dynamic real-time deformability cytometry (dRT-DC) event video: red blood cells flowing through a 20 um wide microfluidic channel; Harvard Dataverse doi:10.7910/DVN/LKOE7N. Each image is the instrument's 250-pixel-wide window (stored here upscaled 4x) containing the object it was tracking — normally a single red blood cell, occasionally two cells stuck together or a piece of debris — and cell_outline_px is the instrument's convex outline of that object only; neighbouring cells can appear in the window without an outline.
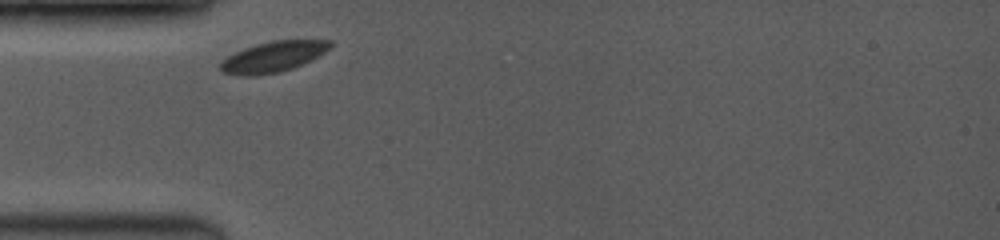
{"species": "common noctule bat (a hibernating species)", "species_latin": "Nyctalus noctula", "temperature_condition": "room temperature", "stored_images_in_passage": 2, "camera_frame_rate_fps": 3500, "um_per_image_px": 0.085, "animal": {"sex": "female", "body_mass_g": 19.0, "forearm_length_mm": 53.3}, "frame": {"image": 1, "passage_image": 1, "time_ms": 0.0, "image_size_px": [1000, 240], "cell_outline_px": [[332, 48], [312, 60], [292, 68], [280, 72], [252, 76], [244, 76], [220, 72], [220, 60], [244, 48], [256, 44], [272, 40], [332, 40]], "centroid_in_image_um": [23.23, 4.82], "position_along_channel_um": 61.8, "area_um2": 19.77}}
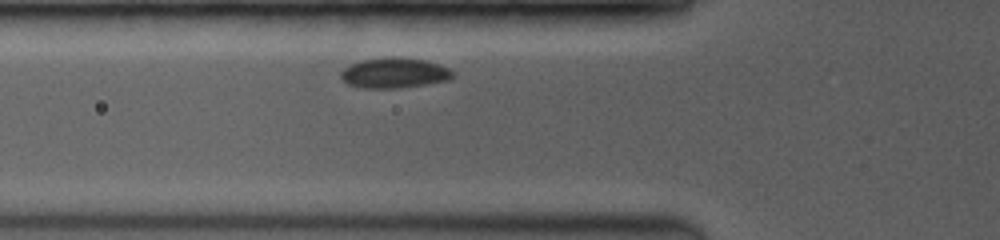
{"frame": {"image": 2, "passage_image": 2, "time_ms": 0.857, "image_size_px": [1000, 240], "cell_outline_px": [[456, 76], [448, 80], [400, 88], [364, 88], [348, 84], [340, 80], [340, 72], [344, 68], [352, 64], [364, 60], [396, 56], [424, 60], [440, 64], [448, 68]], "centroid_in_image_um": [33.51, 6.2], "position_along_channel_um": 92.3, "area_um2": 19.71}}